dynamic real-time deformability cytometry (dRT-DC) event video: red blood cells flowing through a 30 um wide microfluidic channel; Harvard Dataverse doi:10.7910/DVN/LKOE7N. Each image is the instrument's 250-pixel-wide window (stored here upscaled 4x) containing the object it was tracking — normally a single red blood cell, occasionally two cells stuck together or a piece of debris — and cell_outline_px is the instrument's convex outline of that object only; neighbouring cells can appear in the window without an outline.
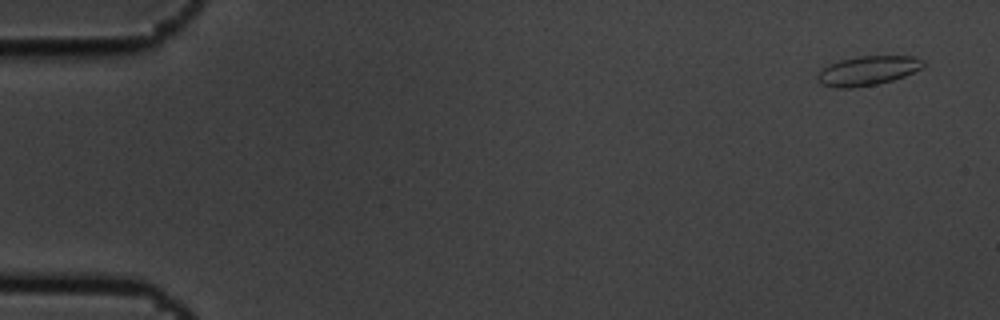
{"species": "common noctule bat (a hibernating species)", "species_latin": "Nyctalus noctula", "temperature_condition": "cold", "stored_images_in_passage": 5, "camera_frame_rate_fps": 3000, "um_per_image_px": 0.085, "animal": {"sex": "male", "body_mass_g": 19.5, "forearm_length_mm": 54.6}, "frame": {"image": 1, "passage_image": 1, "time_ms": 0.0, "image_size_px": [1000, 320], "cell_outline_px": [[924, 64], [920, 68], [904, 76], [892, 80], [876, 84], [848, 88], [840, 88], [820, 84], [816, 80], [816, 72], [820, 68], [828, 64], [840, 60], [860, 56], [912, 56], [924, 60]], "centroid_in_image_um": [73.67, 6.0], "position_along_channel_um": 11.3, "area_um2": 18.09}}